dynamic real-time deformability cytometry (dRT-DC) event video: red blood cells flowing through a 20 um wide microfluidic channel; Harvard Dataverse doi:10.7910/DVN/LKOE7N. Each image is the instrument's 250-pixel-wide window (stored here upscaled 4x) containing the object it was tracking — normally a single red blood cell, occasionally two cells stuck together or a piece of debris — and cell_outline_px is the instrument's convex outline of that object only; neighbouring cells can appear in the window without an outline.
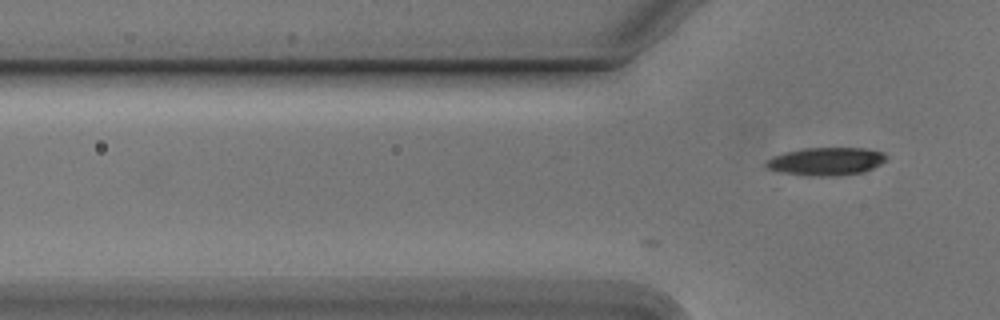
{"species": "Egyptian fruit bat (a non-hibernating species)", "species_latin": "Rousettus aegyptiacus", "temperature_condition": "cold", "stored_images_in_passage": 2, "camera_frame_rate_fps": 3000, "um_per_image_px": 0.085, "animal": {"sex": "male"}, "frame": {"image": 1, "passage_image": 2, "time_ms": 0.333, "image_size_px": [1000, 320], "cell_outline_px": [[888, 156], [880, 164], [864, 172], [832, 176], [808, 176], [784, 172], [764, 168], [764, 160], [772, 156], [784, 152], [804, 148], [864, 148], [884, 152]], "centroid_in_image_um": [70.17, 13.71], "position_along_channel_um": 55.6, "area_um2": 19.71}}